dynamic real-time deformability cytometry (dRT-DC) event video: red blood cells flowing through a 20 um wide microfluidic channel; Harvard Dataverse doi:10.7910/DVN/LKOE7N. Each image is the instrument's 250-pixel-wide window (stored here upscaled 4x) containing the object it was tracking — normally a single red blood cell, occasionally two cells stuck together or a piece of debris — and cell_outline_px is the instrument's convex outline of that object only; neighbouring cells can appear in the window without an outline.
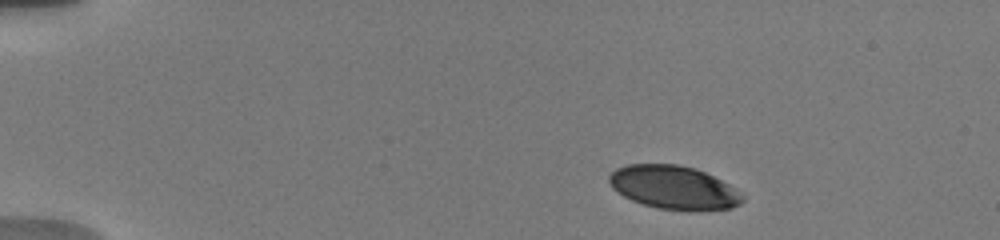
{"species": "human", "species_latin": "Homo sapiens", "temperature_condition": "warm", "stored_images_in_passage": 14, "camera_frame_rate_fps": 3000, "um_per_image_px": 0.085, "donor": {"sex": "male"}, "frame": {"image": 1, "passage_image": 1, "time_ms": 0.0, "image_size_px": [1000, 240], "cell_outline_px": [[744, 200], [740, 204], [732, 208], [696, 212], [688, 212], [656, 208], [632, 200], [624, 196], [612, 188], [608, 184], [608, 176], [616, 168], [628, 164], [676, 164], [696, 168], [736, 188], [744, 196]], "centroid_in_image_um": [57.28, 15.96], "position_along_channel_um": 27.7, "area_um2": 34.28}}
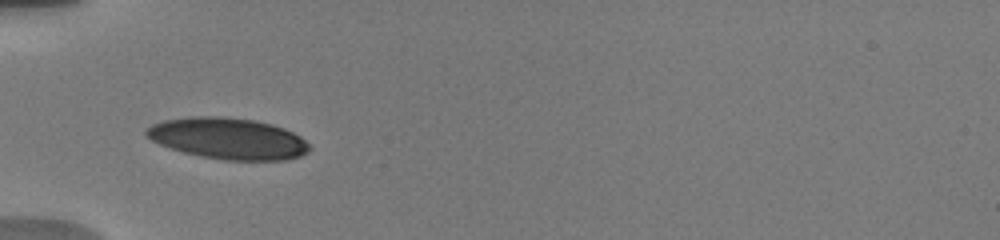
{"frame": {"image": 2, "passage_image": 12, "time_ms": 3.333, "image_size_px": [1000, 240], "cell_outline_px": [[312, 148], [308, 152], [300, 156], [284, 160], [224, 160], [184, 152], [160, 144], [144, 136], [144, 128], [152, 124], [164, 120], [192, 116], [220, 116], [252, 120], [272, 124], [284, 128], [300, 136]], "centroid_in_image_um": [19.37, 11.76], "position_along_channel_um": 65.6, "area_um2": 39.19}}